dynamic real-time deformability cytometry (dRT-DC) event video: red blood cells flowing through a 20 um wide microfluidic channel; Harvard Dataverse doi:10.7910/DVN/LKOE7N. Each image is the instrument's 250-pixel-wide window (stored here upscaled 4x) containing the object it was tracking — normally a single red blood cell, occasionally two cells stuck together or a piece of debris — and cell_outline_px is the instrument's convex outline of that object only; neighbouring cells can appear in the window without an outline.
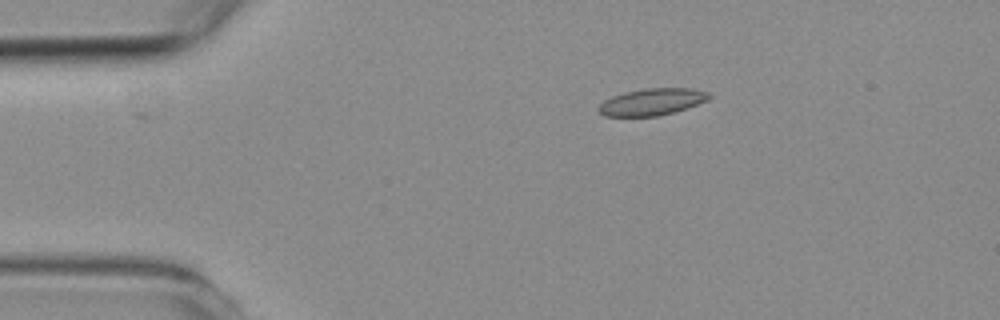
{"species": "common noctule bat (a hibernating species)", "species_latin": "Nyctalus noctula", "temperature_condition": "room temperature", "stored_images_in_passage": 3, "camera_frame_rate_fps": 3000, "um_per_image_px": 0.085, "animal": {"sex": "female", "body_mass_g": 19.3, "forearm_length_mm": 54.1}, "frame": {"image": 1, "passage_image": 2, "time_ms": 2.667, "image_size_px": [1000, 320], "cell_outline_px": [[712, 96], [708, 100], [672, 112], [656, 116], [604, 116], [596, 108], [604, 100], [612, 96], [624, 92], [644, 88], [692, 88], [708, 92]], "centroid_in_image_um": [55.39, 8.64], "position_along_channel_um": 29.6, "area_um2": 17.17}}